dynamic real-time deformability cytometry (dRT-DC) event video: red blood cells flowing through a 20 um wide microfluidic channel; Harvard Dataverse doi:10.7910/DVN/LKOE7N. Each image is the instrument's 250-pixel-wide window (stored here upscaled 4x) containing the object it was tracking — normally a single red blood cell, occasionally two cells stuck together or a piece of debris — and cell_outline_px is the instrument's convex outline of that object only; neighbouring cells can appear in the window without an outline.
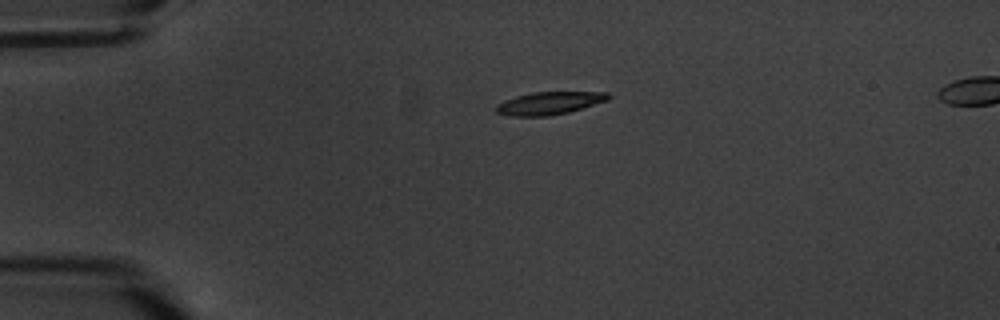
{"species": "common noctule bat (a hibernating species)", "species_latin": "Nyctalus noctula", "temperature_condition": "warm", "stored_images_in_passage": 3, "camera_frame_rate_fps": 3000, "um_per_image_px": 0.085, "animal": {"sex": "male", "body_mass_g": 20.1, "forearm_length_mm": 53.5}, "frame": {"image": 1, "passage_image": 1, "time_ms": 0.0, "image_size_px": [1000, 320], "cell_outline_px": [[612, 96], [608, 100], [568, 112], [548, 116], [508, 116], [496, 112], [496, 104], [504, 100], [516, 96], [532, 92], [608, 92]], "centroid_in_image_um": [46.67, 8.76], "position_along_channel_um": 38.3, "area_um2": 14.85}}